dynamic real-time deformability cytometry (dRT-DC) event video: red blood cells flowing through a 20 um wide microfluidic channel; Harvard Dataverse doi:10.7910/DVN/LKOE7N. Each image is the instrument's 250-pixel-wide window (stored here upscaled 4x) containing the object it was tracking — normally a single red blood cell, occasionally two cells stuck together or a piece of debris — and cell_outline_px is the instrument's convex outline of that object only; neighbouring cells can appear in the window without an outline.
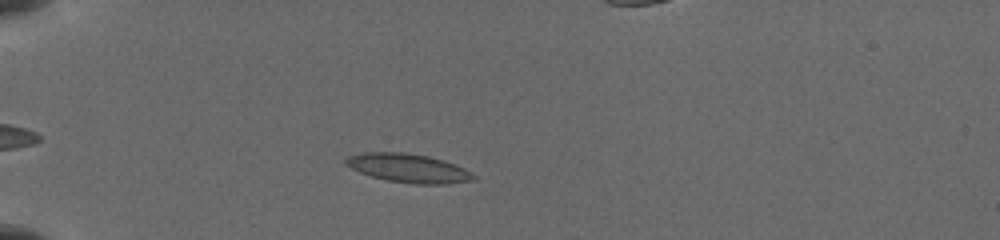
{"species": "common noctule bat (a hibernating species)", "species_latin": "Nyctalus noctula", "temperature_condition": "cold", "stored_images_in_passage": 45, "camera_frame_rate_fps": 3000, "um_per_image_px": 0.085, "animal": {"sex": "female", "body_mass_g": 19.5, "forearm_length_mm": 54.1}, "frame": {"image": 1, "passage_image": 12, "time_ms": 2.667, "image_size_px": [1000, 240], "cell_outline_px": [[476, 180], [448, 184], [416, 184], [388, 180], [372, 176], [360, 172], [344, 164], [344, 160], [348, 156], [364, 152], [404, 152], [428, 156], [444, 160], [464, 168], [472, 172], [476, 176]], "centroid_in_image_um": [34.74, 14.29], "position_along_channel_um": 50.3, "area_um2": 21.44}}
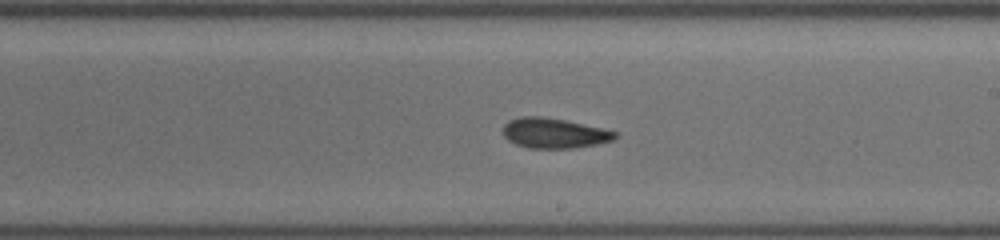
{"frame": {"image": 2, "passage_image": 28, "time_ms": 8.333, "image_size_px": [1000, 240], "cell_outline_px": [[620, 136], [616, 140], [576, 148], [528, 148], [516, 144], [508, 140], [500, 132], [504, 124], [508, 120], [520, 116], [544, 116], [604, 128], [620, 132]], "centroid_in_image_um": [47.13, 11.31], "position_along_channel_um": 241.9, "area_um2": 20.17}}
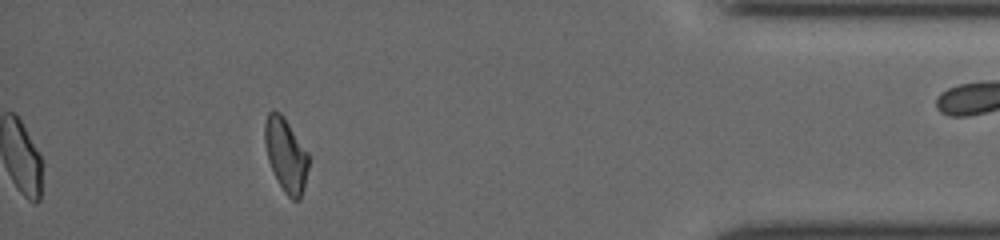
{"frame": {"image": 3, "passage_image": 45, "time_ms": 13.667, "image_size_px": [1000, 240], "cell_outline_px": [[308, 168], [304, 188], [300, 200], [292, 200], [284, 192], [268, 160], [264, 140], [264, 124], [268, 112], [272, 108], [280, 112], [284, 116], [308, 152]], "centroid_in_image_um": [24.3, 13.13], "position_along_channel_um": 410.9, "area_um2": 18.84}}